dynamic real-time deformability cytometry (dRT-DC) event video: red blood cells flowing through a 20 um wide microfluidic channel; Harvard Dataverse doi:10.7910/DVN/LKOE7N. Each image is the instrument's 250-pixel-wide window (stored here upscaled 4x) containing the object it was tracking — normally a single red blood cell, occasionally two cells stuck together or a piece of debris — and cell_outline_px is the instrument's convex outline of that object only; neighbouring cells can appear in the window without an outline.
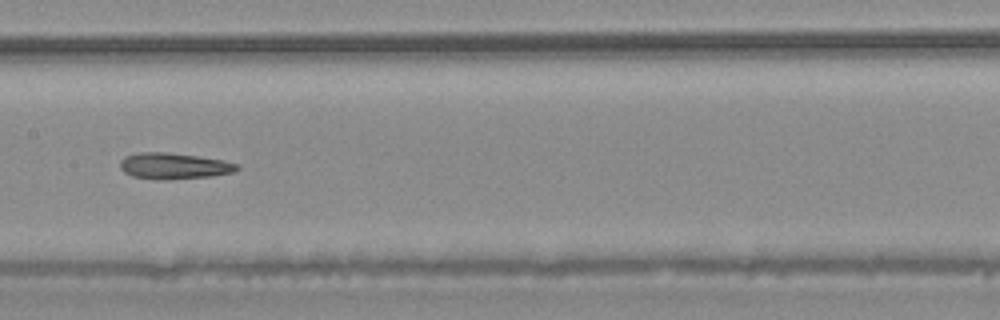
{"species": "common noctule bat (a hibernating species)", "species_latin": "Nyctalus noctula", "temperature_condition": "warm", "stored_images_in_passage": 33, "camera_frame_rate_fps": 3000, "um_per_image_px": 0.085, "animal": {"sex": "male", "body_mass_g": 20.4}, "frame": {"image": 1, "passage_image": 10, "time_ms": 3.0, "image_size_px": [1000, 320], "cell_outline_px": [[240, 168], [232, 172], [212, 176], [164, 180], [156, 180], [132, 176], [124, 172], [120, 168], [120, 160], [124, 156], [140, 152], [164, 152], [196, 156], [224, 160], [240, 164]], "centroid_in_image_um": [14.77, 14.11], "position_along_channel_um": 192.6, "area_um2": 17.92}}